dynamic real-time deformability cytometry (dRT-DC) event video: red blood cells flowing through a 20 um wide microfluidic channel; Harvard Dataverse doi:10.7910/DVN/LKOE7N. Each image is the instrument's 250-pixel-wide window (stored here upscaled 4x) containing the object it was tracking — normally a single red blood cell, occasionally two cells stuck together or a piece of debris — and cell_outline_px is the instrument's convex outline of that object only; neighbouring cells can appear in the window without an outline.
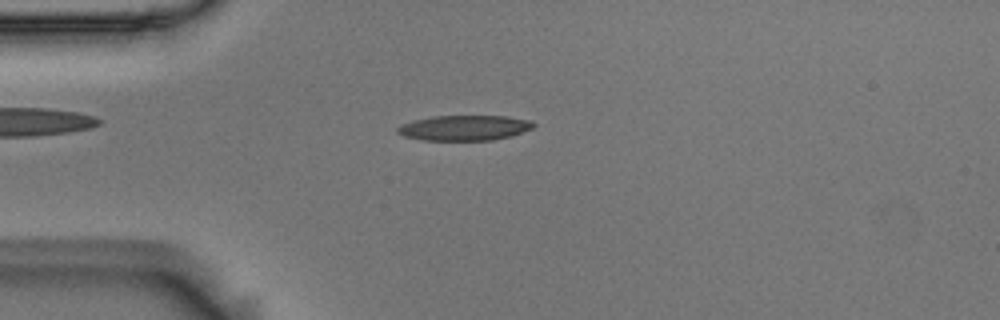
{"species": "Egyptian fruit bat (a non-hibernating species)", "species_latin": "Rousettus aegyptiacus", "temperature_condition": "room temperature", "stored_images_in_passage": 3, "camera_frame_rate_fps": 3000, "um_per_image_px": 0.085, "animal": {"sex": "male"}, "frame": {"image": 1, "passage_image": 3, "time_ms": 0.667, "image_size_px": [1000, 320], "cell_outline_px": [[536, 124], [532, 128], [512, 136], [492, 140], [420, 140], [404, 136], [396, 132], [396, 128], [412, 120], [432, 116], [508, 116], [532, 120]], "centroid_in_image_um": [39.49, 10.86], "position_along_channel_um": 45.5, "area_um2": 20.11}}